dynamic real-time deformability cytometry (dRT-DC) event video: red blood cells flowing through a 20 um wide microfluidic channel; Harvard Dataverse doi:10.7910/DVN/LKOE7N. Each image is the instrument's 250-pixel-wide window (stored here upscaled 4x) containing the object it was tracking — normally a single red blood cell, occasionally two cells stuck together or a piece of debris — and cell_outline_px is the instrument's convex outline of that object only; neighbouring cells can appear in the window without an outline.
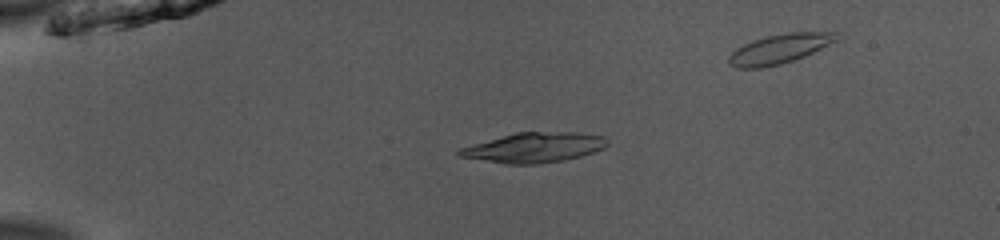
{"species": "common noctule bat (a hibernating species)", "species_latin": "Nyctalus noctula", "temperature_condition": "room temperature", "stored_images_in_passage": 10, "camera_frame_rate_fps": 3000, "um_per_image_px": 0.085, "animal": {"sex": "male", "body_mass_g": 13.0, "forearm_length_mm": 53.1}, "frame": {"image": 1, "passage_image": 2, "time_ms": 0.333, "image_size_px": [1000, 240], "cell_outline_px": [[608, 144], [604, 148], [580, 156], [564, 160], [536, 164], [504, 164], [460, 156], [456, 152], [460, 148], [516, 132], [580, 132], [604, 136]], "centroid_in_image_um": [45.43, 12.54], "position_along_channel_um": 39.6, "area_um2": 25.55}}
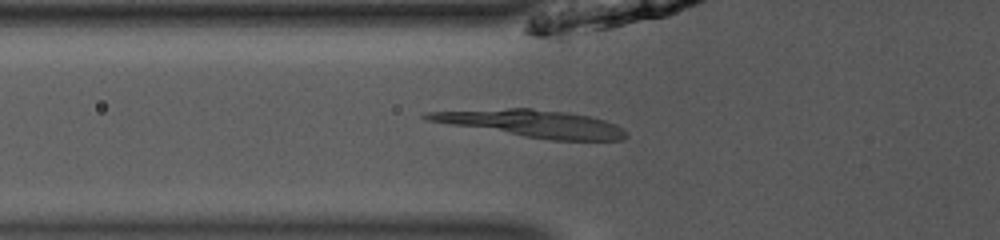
{"frame": {"image": 2, "passage_image": 8, "time_ms": 2.333, "image_size_px": [1000, 240], "cell_outline_px": [[628, 136], [624, 140], [552, 140], [524, 136], [448, 124], [428, 120], [420, 116], [424, 112], [508, 108], [532, 108], [568, 112], [592, 116], [616, 124], [624, 128], [628, 132]], "centroid_in_image_um": [45.31, 10.5], "position_along_channel_um": 80.5, "area_um2": 31.56}}